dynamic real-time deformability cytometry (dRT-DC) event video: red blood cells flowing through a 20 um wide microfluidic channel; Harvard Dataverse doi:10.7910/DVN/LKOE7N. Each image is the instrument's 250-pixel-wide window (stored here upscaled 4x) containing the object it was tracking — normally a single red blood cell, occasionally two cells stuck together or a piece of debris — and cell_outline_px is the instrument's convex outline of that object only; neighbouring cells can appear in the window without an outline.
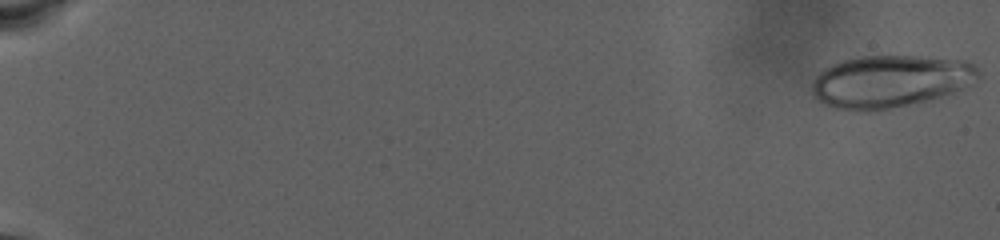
{"species": "human", "species_latin": "Homo sapiens", "temperature_condition": "warm", "stored_images_in_passage": 81, "camera_frame_rate_fps": 3000, "um_per_image_px": 0.085, "donor": {"sex": "male"}, "frame": {"image": 1, "passage_image": 1, "time_ms": 0.0, "image_size_px": [1000, 240], "cell_outline_px": [[980, 76], [972, 84], [952, 92], [928, 100], [872, 112], [860, 112], [836, 108], [824, 104], [816, 100], [812, 92], [812, 84], [816, 76], [824, 68], [832, 64], [844, 60], [860, 56], [920, 56], [960, 60], [972, 64], [980, 72]], "centroid_in_image_um": [75.63, 6.92], "position_along_channel_um": 9.4, "area_um2": 50.81}}
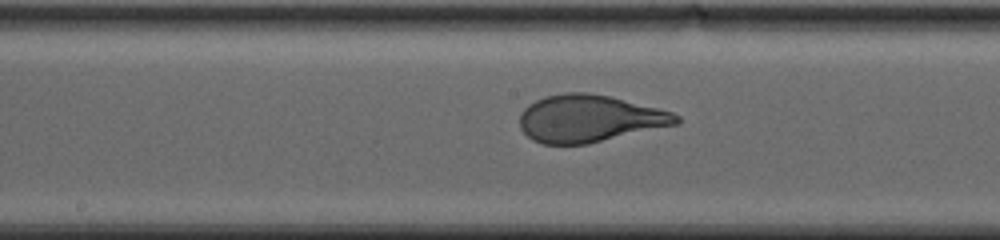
{"frame": {"image": 2, "passage_image": 47, "time_ms": 15.333, "image_size_px": [1000, 240], "cell_outline_px": [[680, 124], [588, 144], [544, 144], [532, 140], [520, 128], [520, 112], [528, 104], [544, 96], [564, 92], [588, 92], [608, 96], [672, 112], [680, 116]], "centroid_in_image_um": [50.08, 10.08], "position_along_channel_um": 198.1, "area_um2": 43.18}}
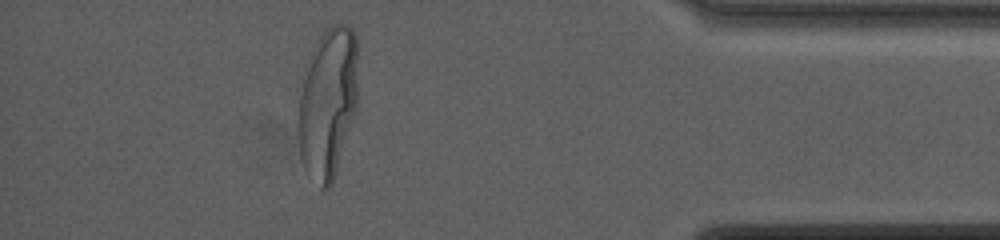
{"frame": {"image": 3, "passage_image": 74, "time_ms": 24.333, "image_size_px": [1000, 240], "cell_outline_px": [[356, 112], [332, 184], [328, 188], [320, 188], [304, 168], [300, 160], [296, 136], [296, 124], [304, 64], [308, 56], [324, 28], [332, 24], [348, 24], [352, 28], [356, 36]], "centroid_in_image_um": [27.81, 8.73], "position_along_channel_um": 407.4, "area_um2": 53.52}, "authors_computed_cell_mechanics": {"area_um2": 46.6446, "velocity_mm_per_s": 2.6754, "shape_relaxation_time_tau1_ms": 7.8781, "shape_relaxation_time_tau2_ms": null, "deformation_change_tau1": 0.2684, "deformation_change_tau2": null}}